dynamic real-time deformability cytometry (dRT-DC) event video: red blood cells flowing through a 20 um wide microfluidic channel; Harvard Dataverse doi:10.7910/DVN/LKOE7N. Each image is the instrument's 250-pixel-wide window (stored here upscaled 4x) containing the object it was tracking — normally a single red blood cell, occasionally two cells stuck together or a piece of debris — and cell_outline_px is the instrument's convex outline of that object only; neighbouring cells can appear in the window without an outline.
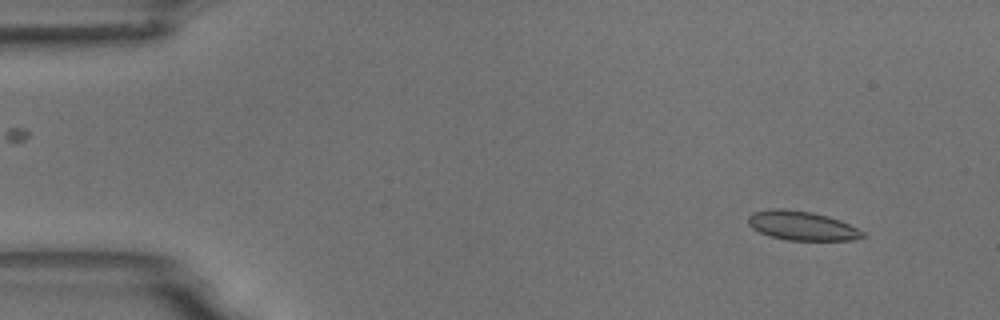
{"species": "common noctule bat (a hibernating species)", "species_latin": "Nyctalus noctula", "temperature_condition": "room temperature", "stored_images_in_passage": 51, "camera_frame_rate_fps": 3000, "um_per_image_px": 0.085, "animal": {"sex": "male", "body_mass_g": 18.8}, "frame": {"image": 1, "passage_image": 2, "time_ms": 0.333, "image_size_px": [1000, 320], "cell_outline_px": [[864, 236], [852, 240], [788, 240], [768, 236], [752, 228], [748, 224], [748, 216], [752, 212], [772, 208], [784, 208], [812, 212], [828, 216], [840, 220], [864, 232]], "centroid_in_image_um": [68.11, 19.17], "position_along_channel_um": 16.9, "area_um2": 19.48}}
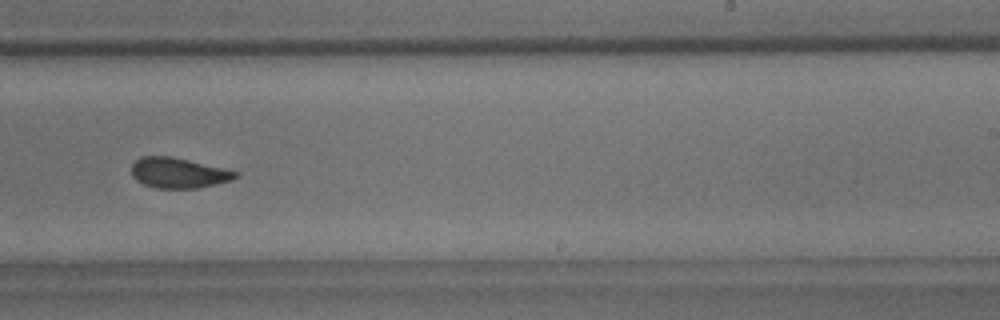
{"frame": {"image": 2, "passage_image": 31, "time_ms": 10.0, "image_size_px": [1000, 320], "cell_outline_px": [[240, 176], [232, 180], [196, 188], [156, 188], [144, 184], [136, 180], [132, 176], [132, 164], [140, 156], [168, 156], [188, 160], [224, 168], [240, 172]], "centroid_in_image_um": [15.18, 14.69], "position_along_channel_um": 273.8, "area_um2": 18.32}}
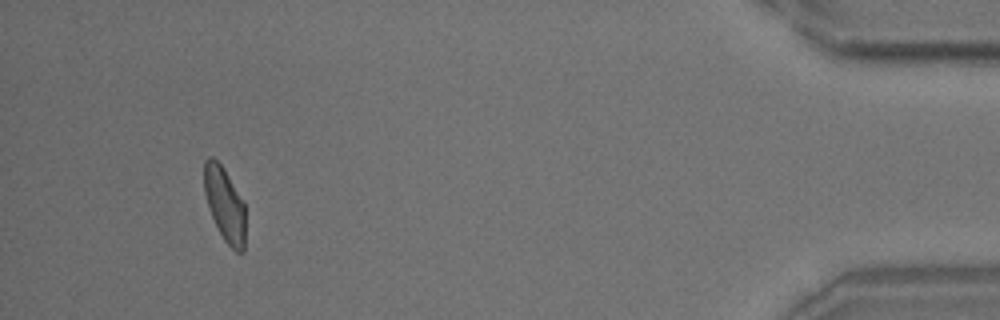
{"frame": {"image": 3, "passage_image": 48, "time_ms": 15.667, "image_size_px": [1000, 320], "cell_outline_px": [[244, 252], [236, 252], [224, 240], [212, 216], [204, 192], [204, 160], [208, 156], [212, 156], [220, 164], [244, 200]], "centroid_in_image_um": [19.1, 17.34], "position_along_channel_um": 416.1, "area_um2": 17.57}, "authors_computed_cell_mechanics": {"area_um2": 19.0162, "velocity_mm_per_s": 3.7094, "shape_relaxation_time_tau1_ms": 8.1749, "shape_relaxation_time_tau2_ms": 1.7322, "deformation_change_tau1": 0.1547, "deformation_change_tau2": 0.0678}}